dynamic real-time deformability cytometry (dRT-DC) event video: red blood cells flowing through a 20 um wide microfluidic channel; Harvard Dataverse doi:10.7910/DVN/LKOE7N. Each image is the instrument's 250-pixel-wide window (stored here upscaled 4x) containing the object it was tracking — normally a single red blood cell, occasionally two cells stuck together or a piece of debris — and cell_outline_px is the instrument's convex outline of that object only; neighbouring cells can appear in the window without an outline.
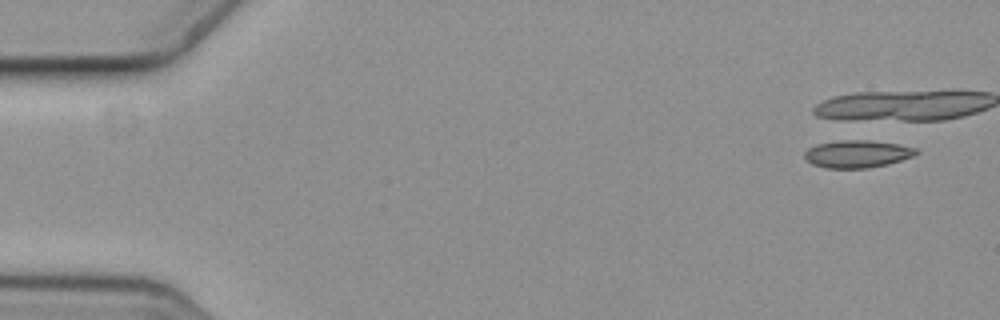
{"species": "common noctule bat (a hibernating species)", "species_latin": "Nyctalus noctula", "temperature_condition": "cold", "stored_images_in_passage": 7, "camera_frame_rate_fps": 3000, "um_per_image_px": 0.085, "animal": {"sex": "female", "body_mass_g": 19.3, "forearm_length_mm": 54.1}, "frame": {"image": 1, "passage_image": 1, "time_ms": 0.0, "image_size_px": [1000, 320], "cell_outline_px": [[920, 152], [912, 156], [888, 164], [868, 168], [824, 168], [812, 164], [804, 156], [804, 152], [808, 148], [816, 144], [848, 136], [852, 136], [900, 144], [916, 148]], "centroid_in_image_um": [72.84, 13.02], "position_along_channel_um": 12.2, "area_um2": 18.84}}
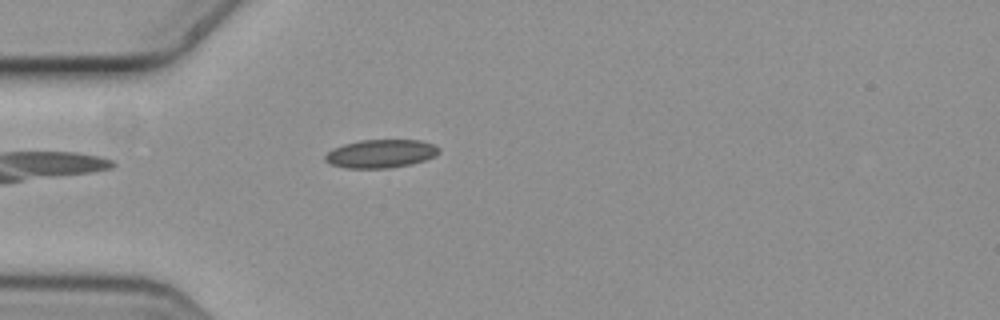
{"frame": {"image": 2, "passage_image": 5, "time_ms": 1.333, "image_size_px": [1000, 320], "cell_outline_px": [[440, 152], [436, 156], [412, 164], [388, 168], [344, 168], [328, 164], [324, 160], [324, 156], [332, 148], [344, 144], [360, 140], [420, 140], [432, 144], [440, 148]], "centroid_in_image_um": [32.34, 13.07], "position_along_channel_um": 52.7, "area_um2": 18.96}}